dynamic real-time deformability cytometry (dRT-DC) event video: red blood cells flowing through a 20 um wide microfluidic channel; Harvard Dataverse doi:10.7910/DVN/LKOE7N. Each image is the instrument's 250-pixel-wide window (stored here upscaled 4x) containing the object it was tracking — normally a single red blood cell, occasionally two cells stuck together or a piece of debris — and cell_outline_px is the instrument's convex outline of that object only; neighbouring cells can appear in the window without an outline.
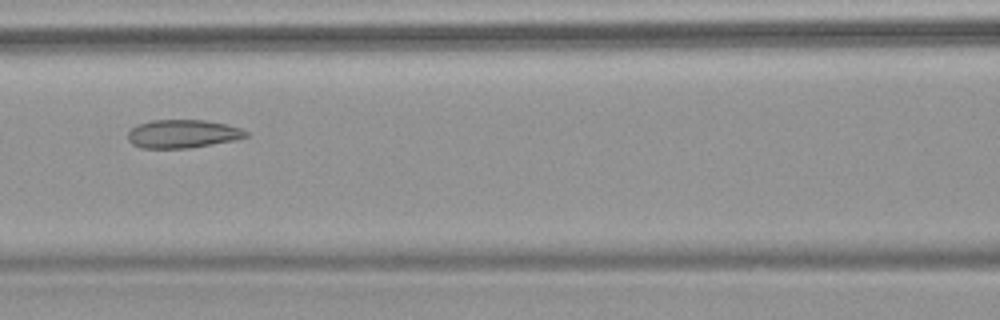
{"species": "common noctule bat (a hibernating species)", "species_latin": "Nyctalus noctula", "temperature_condition": "warm", "stored_images_in_passage": 8, "camera_frame_rate_fps": 3000, "um_per_image_px": 0.085, "animal": {"sex": "female", "body_mass_g": 18.4}, "frame": {"image": 1, "passage_image": 7, "time_ms": 7.333, "image_size_px": [1000, 320], "cell_outline_px": [[248, 136], [236, 140], [188, 148], [140, 148], [132, 144], [128, 140], [128, 132], [136, 124], [152, 120], [204, 120], [224, 124], [240, 128], [248, 132]], "centroid_in_image_um": [15.5, 11.38], "position_along_channel_um": 151.1, "area_um2": 19.48}}
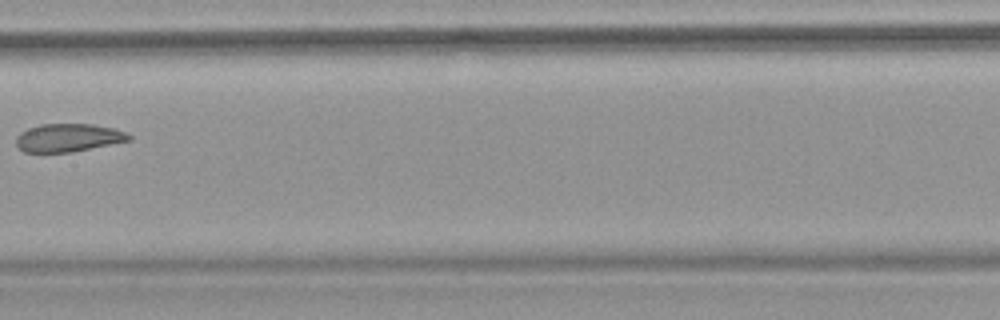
{"frame": {"image": 2, "passage_image": 8, "time_ms": 8.667, "image_size_px": [1000, 320], "cell_outline_px": [[132, 140], [72, 152], [24, 152], [16, 144], [16, 136], [20, 132], [28, 128], [40, 124], [92, 124], [112, 128], [128, 132], [132, 136]], "centroid_in_image_um": [5.82, 11.7], "position_along_channel_um": 201.6, "area_um2": 18.55}}